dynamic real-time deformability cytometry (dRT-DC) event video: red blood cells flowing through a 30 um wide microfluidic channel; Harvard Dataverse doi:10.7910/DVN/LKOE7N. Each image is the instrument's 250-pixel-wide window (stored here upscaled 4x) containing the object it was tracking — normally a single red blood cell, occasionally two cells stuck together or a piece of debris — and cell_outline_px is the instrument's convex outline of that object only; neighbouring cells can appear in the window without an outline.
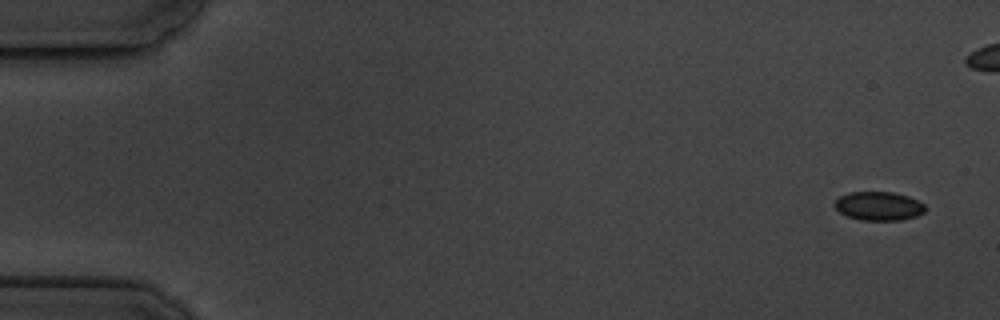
{"species": "common noctule bat (a hibernating species)", "species_latin": "Nyctalus noctula", "temperature_condition": "cold", "stored_images_in_passage": 16, "camera_frame_rate_fps": 3000, "um_per_image_px": 0.085, "animal": {"sex": "male", "body_mass_g": 19.5, "forearm_length_mm": 54.6}, "frame": {"image": 1, "passage_image": 1, "time_ms": 0.0, "image_size_px": [1000, 320], "cell_outline_px": [[928, 208], [924, 212], [916, 216], [900, 220], [860, 220], [848, 216], [840, 212], [836, 208], [836, 200], [840, 196], [848, 192], [892, 192], [908, 196], [924, 204]], "centroid_in_image_um": [74.72, 17.51], "position_along_channel_um": 10.3, "area_um2": 15.09}}
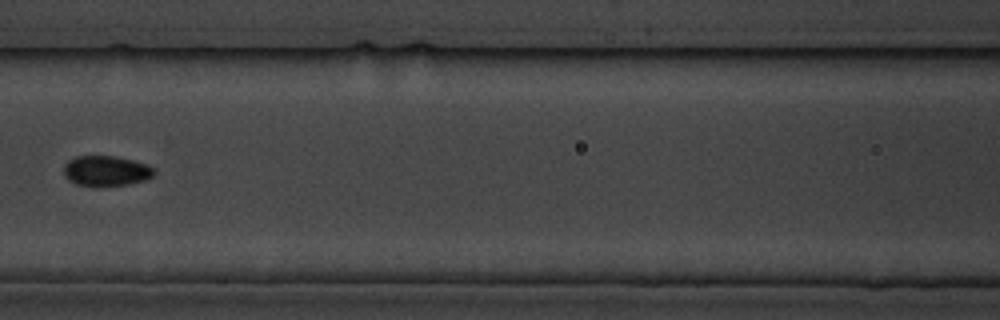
{"frame": {"image": 2, "passage_image": 7, "time_ms": 8.0, "image_size_px": [1000, 320], "cell_outline_px": [[156, 172], [152, 176], [144, 180], [128, 184], [76, 184], [68, 180], [64, 176], [64, 164], [68, 160], [76, 156], [116, 156], [148, 164], [156, 168]], "centroid_in_image_um": [9.04, 14.48], "position_along_channel_um": 157.6, "area_um2": 15.66}}
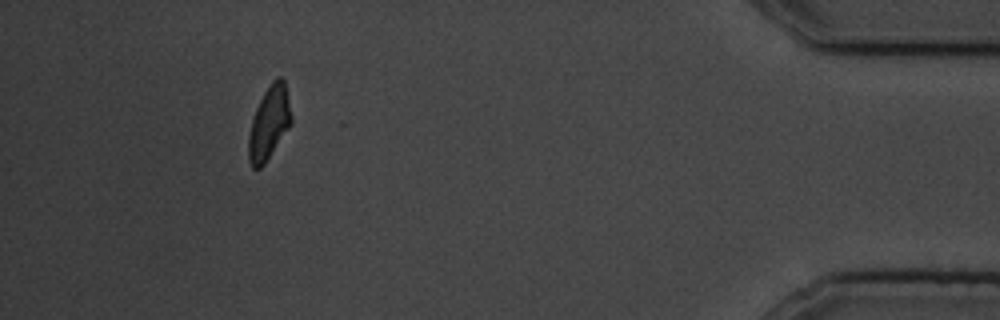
{"frame": {"image": 3, "passage_image": 16, "time_ms": 19.333, "image_size_px": [1000, 320], "cell_outline_px": [[292, 124], [264, 164], [260, 168], [252, 168], [248, 160], [248, 136], [252, 116], [264, 92], [272, 80], [276, 76], [280, 76], [284, 80], [292, 116]], "centroid_in_image_um": [22.87, 10.44], "position_along_channel_um": 412.3, "area_um2": 18.38}, "authors_computed_cell_mechanics": {"area_um2": 15.4904, "velocity_mm_per_s": 3.499, "shape_relaxation_time_tau1_ms": 4.8649, "shape_relaxation_time_tau2_ms": 2.806, "deformation_change_tau1": 0.0624, "deformation_change_tau2": 0.0543}}